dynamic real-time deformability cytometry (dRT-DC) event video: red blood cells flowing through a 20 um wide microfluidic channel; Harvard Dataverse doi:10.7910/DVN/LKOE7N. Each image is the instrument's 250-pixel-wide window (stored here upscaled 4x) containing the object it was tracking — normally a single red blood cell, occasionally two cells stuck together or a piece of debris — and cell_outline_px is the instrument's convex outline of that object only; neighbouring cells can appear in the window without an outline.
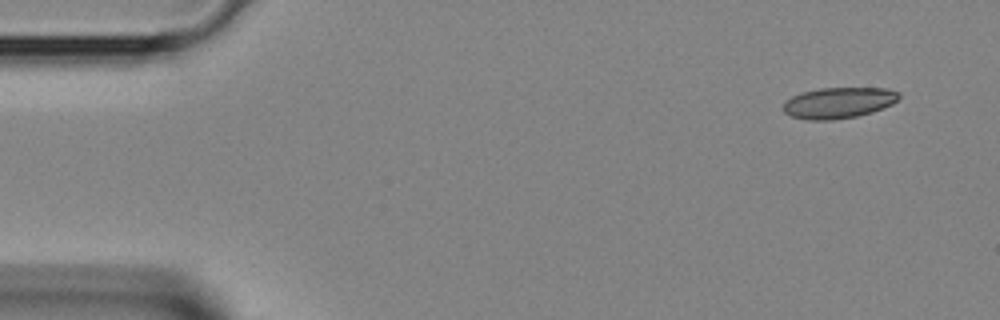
{"species": "Egyptian fruit bat (a non-hibernating species)", "species_latin": "Rousettus aegyptiacus", "temperature_condition": "room temperature", "stored_images_in_passage": 4, "camera_frame_rate_fps": 3000, "um_per_image_px": 0.085, "animal": {"sex": "female"}, "frame": {"image": 1, "passage_image": 1, "time_ms": 0.0, "image_size_px": [1000, 320], "cell_outline_px": [[900, 96], [892, 104], [884, 108], [872, 112], [856, 116], [832, 120], [808, 120], [792, 116], [784, 112], [784, 100], [792, 96], [804, 92], [820, 88], [888, 88], [900, 92]], "centroid_in_image_um": [71.29, 8.73], "position_along_channel_um": 13.7, "area_um2": 20.87}}
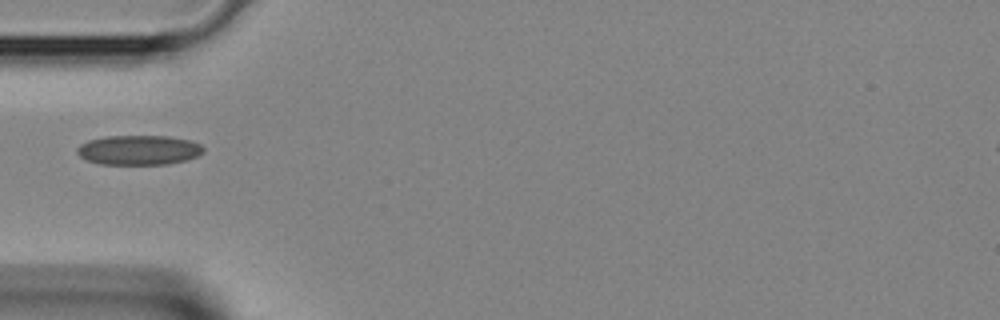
{"frame": {"image": 2, "passage_image": 4, "time_ms": 1.0, "image_size_px": [1000, 320], "cell_outline_px": [[204, 152], [188, 160], [168, 164], [100, 164], [88, 160], [80, 156], [76, 152], [76, 148], [80, 144], [88, 140], [104, 136], [168, 136], [192, 140], [200, 144], [204, 148]], "centroid_in_image_um": [11.81, 12.75], "position_along_channel_um": 73.2, "area_um2": 22.02}}